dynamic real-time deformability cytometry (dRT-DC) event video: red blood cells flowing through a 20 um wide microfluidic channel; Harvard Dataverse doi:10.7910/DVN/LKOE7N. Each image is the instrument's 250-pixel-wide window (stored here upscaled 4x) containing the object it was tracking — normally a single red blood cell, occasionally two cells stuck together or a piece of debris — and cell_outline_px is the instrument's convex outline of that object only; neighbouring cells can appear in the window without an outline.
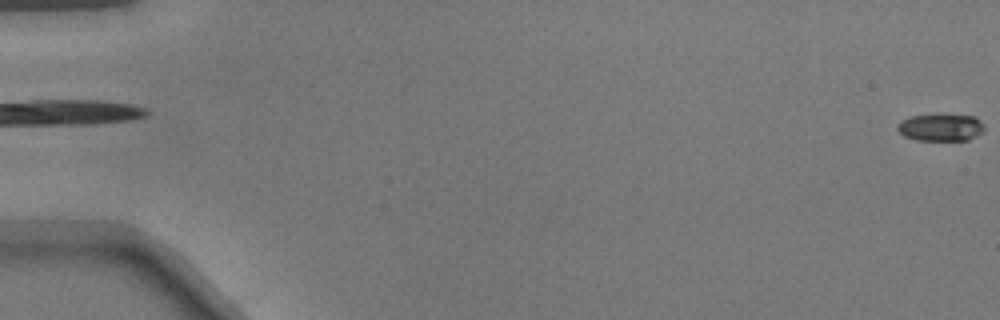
{"species": "common noctule bat (a hibernating species)", "species_latin": "Nyctalus noctula", "temperature_condition": "warm", "stored_images_in_passage": 16, "camera_frame_rate_fps": 3000, "um_per_image_px": 0.085, "animal": {"sex": "male", "body_mass_g": 17.9}, "frame": {"image": 1, "passage_image": 1, "time_ms": 0.0, "image_size_px": [1000, 320], "cell_outline_px": [[984, 132], [968, 140], [916, 140], [904, 136], [896, 128], [896, 124], [900, 120], [912, 116], [940, 112], [976, 116], [984, 124]], "centroid_in_image_um": [79.98, 10.78], "position_along_channel_um": 5.0, "area_um2": 14.51}}
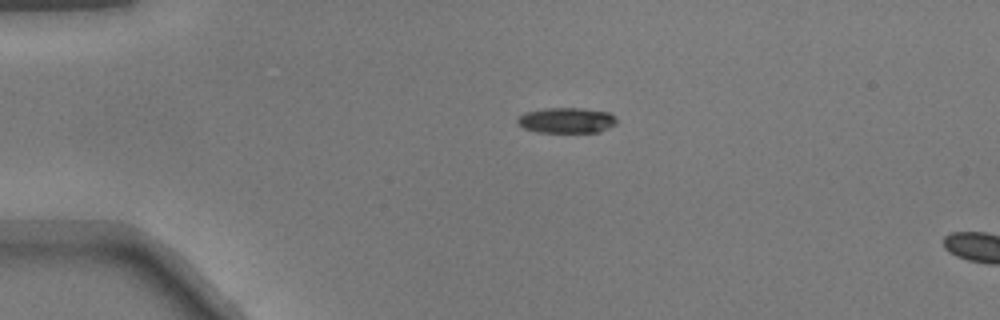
{"frame": {"image": 2, "passage_image": 13, "time_ms": 4.0, "image_size_px": [1000, 320], "cell_outline_px": [[616, 124], [600, 132], [536, 132], [524, 128], [516, 124], [516, 120], [524, 112], [548, 108], [580, 108], [612, 112], [616, 116]], "centroid_in_image_um": [48.17, 10.23], "position_along_channel_um": 36.8, "area_um2": 14.91}}